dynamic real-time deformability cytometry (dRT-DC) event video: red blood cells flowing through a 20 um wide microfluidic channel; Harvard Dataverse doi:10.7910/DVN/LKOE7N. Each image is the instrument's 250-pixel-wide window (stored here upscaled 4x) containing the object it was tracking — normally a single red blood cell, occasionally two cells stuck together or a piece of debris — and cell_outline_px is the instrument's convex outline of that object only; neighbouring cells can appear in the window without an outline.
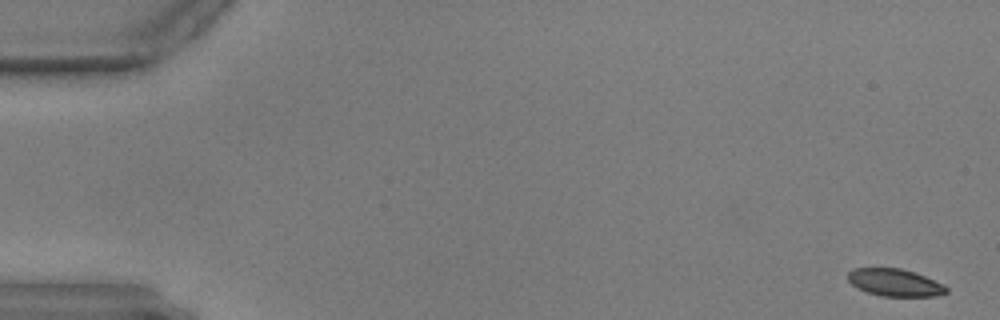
{"species": "common noctule bat (a hibernating species)", "species_latin": "Nyctalus noctula", "temperature_condition": "warm", "stored_images_in_passage": 58, "camera_frame_rate_fps": 3000, "um_per_image_px": 0.085, "animal": {"sex": "male", "body_mass_g": 17.9, "forearm_length_mm": 54.2}, "frame": {"image": 1, "passage_image": 1, "time_ms": 0.0, "image_size_px": [1000, 320], "cell_outline_px": [[948, 292], [936, 296], [880, 296], [856, 288], [848, 280], [848, 272], [852, 268], [900, 268], [916, 272], [944, 284], [948, 288]], "centroid_in_image_um": [76.07, 24.01], "position_along_channel_um": 8.9, "area_um2": 15.84}}
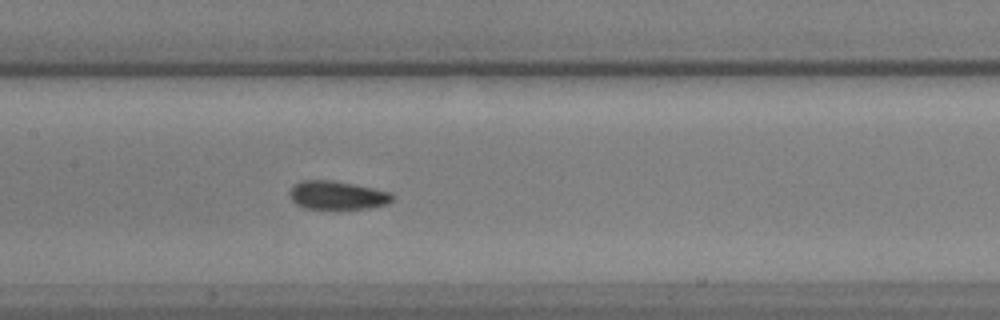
{"frame": {"image": 2, "passage_image": 28, "time_ms": 9.0, "image_size_px": [1000, 320], "cell_outline_px": [[396, 200], [388, 204], [368, 208], [304, 208], [296, 204], [292, 200], [288, 192], [300, 180], [332, 180], [392, 192], [396, 196]], "centroid_in_image_um": [28.72, 16.59], "position_along_channel_um": 178.7, "area_um2": 17.05}}
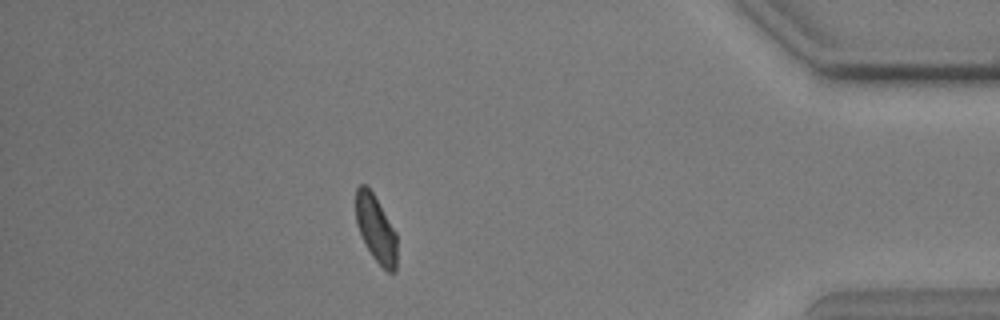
{"frame": {"image": 3, "passage_image": 51, "time_ms": 16.667, "image_size_px": [1000, 320], "cell_outline_px": [[396, 272], [388, 272], [372, 256], [364, 244], [356, 224], [356, 188], [360, 184], [364, 184], [372, 192], [396, 232]], "centroid_in_image_um": [31.93, 19.46], "position_along_channel_um": 403.3, "area_um2": 15.9}}